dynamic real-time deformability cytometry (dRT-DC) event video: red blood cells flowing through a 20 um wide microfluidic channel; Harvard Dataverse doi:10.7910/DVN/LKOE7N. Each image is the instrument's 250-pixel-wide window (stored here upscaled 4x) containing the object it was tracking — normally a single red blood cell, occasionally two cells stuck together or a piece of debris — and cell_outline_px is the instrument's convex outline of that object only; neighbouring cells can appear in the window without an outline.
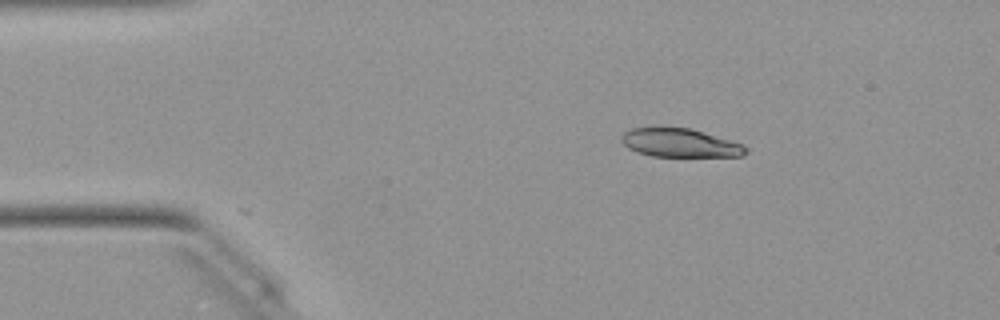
{"species": "Egyptian fruit bat (a non-hibernating species)", "species_latin": "Rousettus aegyptiacus", "temperature_condition": "warm", "stored_images_in_passage": 2, "camera_frame_rate_fps": 3000, "um_per_image_px": 0.085, "animal": {"sex": "female"}, "frame": {"image": 1, "passage_image": 2, "time_ms": 0.333, "image_size_px": [1000, 320], "cell_outline_px": [[748, 152], [740, 156], [652, 156], [636, 152], [628, 148], [620, 140], [620, 136], [624, 132], [632, 128], [656, 124], [664, 124], [692, 128], [732, 140], [744, 144], [748, 148]], "centroid_in_image_um": [57.75, 12.08], "position_along_channel_um": 27.3, "area_um2": 21.73}}